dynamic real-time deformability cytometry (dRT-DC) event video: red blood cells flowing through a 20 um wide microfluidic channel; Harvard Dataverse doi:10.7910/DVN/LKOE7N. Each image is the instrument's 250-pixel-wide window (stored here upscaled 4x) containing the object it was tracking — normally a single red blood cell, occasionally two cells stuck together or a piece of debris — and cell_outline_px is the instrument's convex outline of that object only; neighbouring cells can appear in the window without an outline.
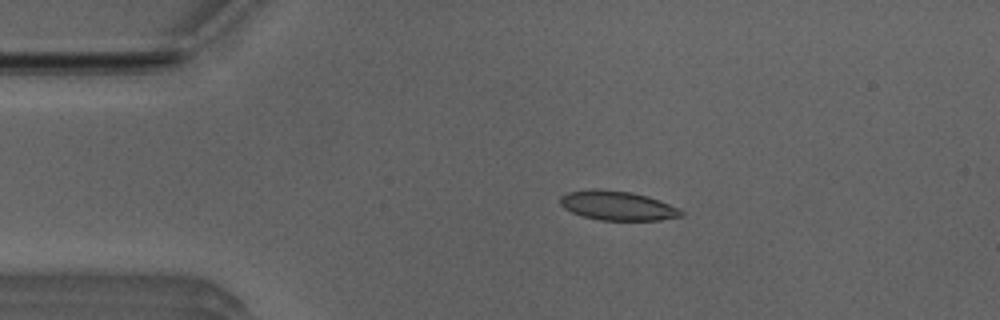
{"species": "Egyptian fruit bat (a non-hibernating species)", "species_latin": "Rousettus aegyptiacus", "temperature_condition": "room temperature", "stored_images_in_passage": 50, "camera_frame_rate_fps": 3000, "um_per_image_px": 0.085, "animal": {"sex": "male"}, "frame": {"image": 1, "passage_image": 9, "time_ms": 2.667, "image_size_px": [1000, 320], "cell_outline_px": [[684, 216], [660, 220], [600, 220], [584, 216], [572, 212], [564, 208], [560, 204], [560, 196], [568, 192], [632, 192], [648, 196], [660, 200], [680, 208], [684, 212]], "centroid_in_image_um": [52.6, 17.53], "position_along_channel_um": 32.4, "area_um2": 19.88}}
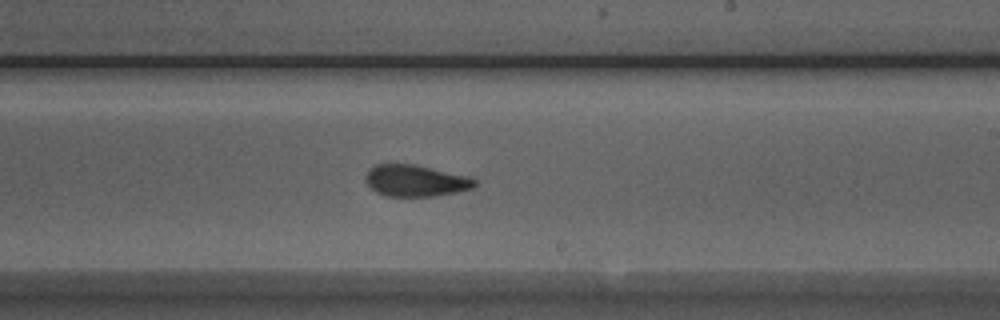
{"frame": {"image": 2, "passage_image": 29, "time_ms": 9.333, "image_size_px": [1000, 320], "cell_outline_px": [[476, 184], [472, 188], [456, 192], [432, 196], [384, 196], [376, 192], [364, 180], [364, 176], [368, 168], [376, 164], [416, 164], [468, 176], [476, 180]], "centroid_in_image_um": [35.28, 15.35], "position_along_channel_um": 253.7, "area_um2": 20.17}}
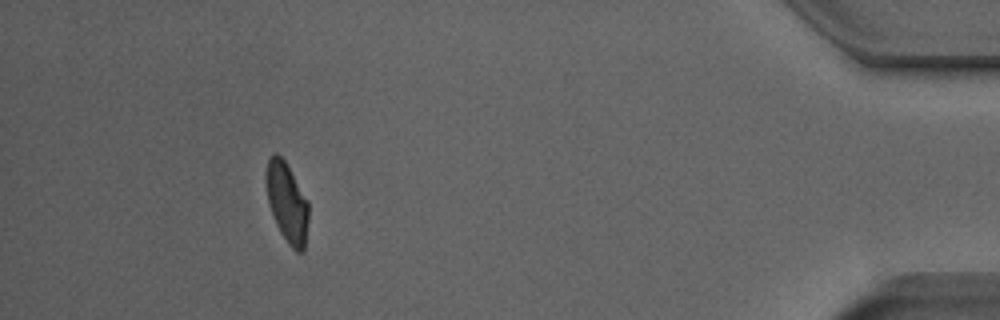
{"frame": {"image": 3, "passage_image": 46, "time_ms": 15.0, "image_size_px": [1000, 320], "cell_outline_px": [[308, 220], [304, 252], [296, 252], [288, 244], [280, 232], [276, 224], [268, 200], [268, 160], [276, 152], [284, 160], [308, 200]], "centroid_in_image_um": [24.45, 17.29], "position_along_channel_um": 410.8, "area_um2": 19.07}, "authors_computed_cell_mechanics": {"area_um2": 20.4612, "velocity_mm_per_s": 3.9281, "shape_relaxation_time_tau1_ms": 8.4956, "shape_relaxation_time_tau2_ms": 1.5033, "deformation_change_tau1": 0.2054, "deformation_change_tau2": 0.0665}}